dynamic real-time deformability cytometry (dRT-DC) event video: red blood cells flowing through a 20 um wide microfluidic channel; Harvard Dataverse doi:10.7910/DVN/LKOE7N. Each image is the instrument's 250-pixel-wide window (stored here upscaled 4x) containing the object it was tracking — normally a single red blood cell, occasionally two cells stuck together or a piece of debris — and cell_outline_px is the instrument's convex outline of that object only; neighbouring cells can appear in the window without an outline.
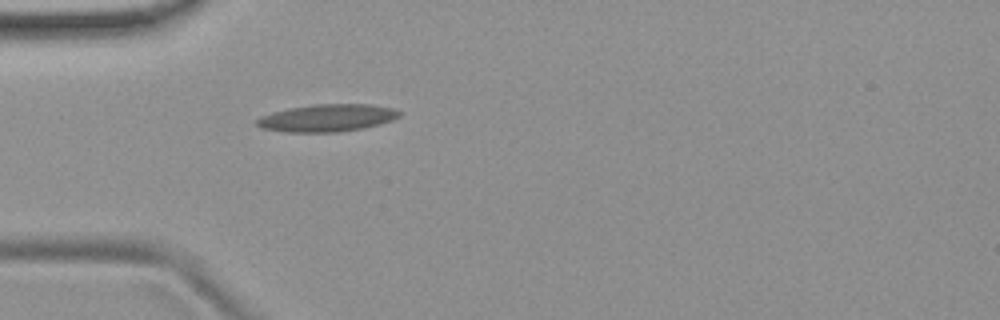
{"species": "common noctule bat (a hibernating species)", "species_latin": "Nyctalus noctula", "temperature_condition": "room temperature", "stored_images_in_passage": 34, "camera_frame_rate_fps": 3000, "um_per_image_px": 0.085, "animal": {"sex": "female", "body_mass_g": 19.9}, "frame": {"image": 1, "passage_image": 4, "time_ms": 1.0, "image_size_px": [1000, 320], "cell_outline_px": [[404, 112], [400, 116], [392, 120], [380, 124], [364, 128], [336, 132], [284, 132], [260, 128], [256, 124], [256, 120], [260, 116], [272, 112], [288, 108], [312, 104], [372, 104], [392, 108]], "centroid_in_image_um": [27.81, 10.02], "position_along_channel_um": 57.2, "area_um2": 23.0}}
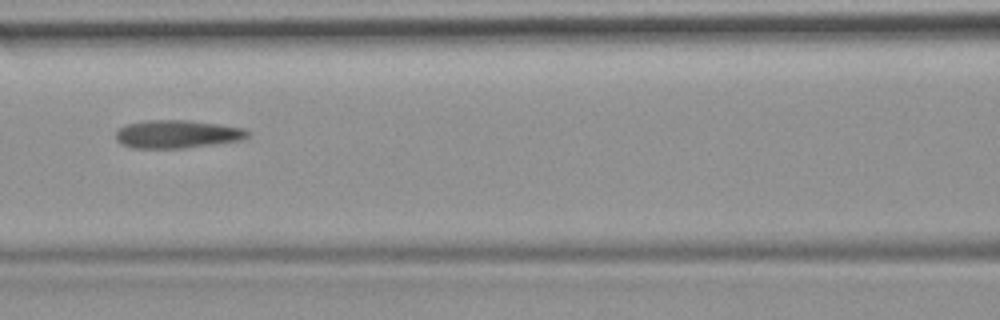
{"frame": {"image": 2, "passage_image": 12, "time_ms": 3.667, "image_size_px": [1000, 320], "cell_outline_px": [[248, 136], [244, 140], [184, 148], [132, 148], [120, 144], [116, 140], [116, 132], [120, 128], [128, 124], [144, 120], [188, 120], [244, 128], [248, 132]], "centroid_in_image_um": [15.04, 11.41], "position_along_channel_um": 151.6, "area_um2": 21.56}}
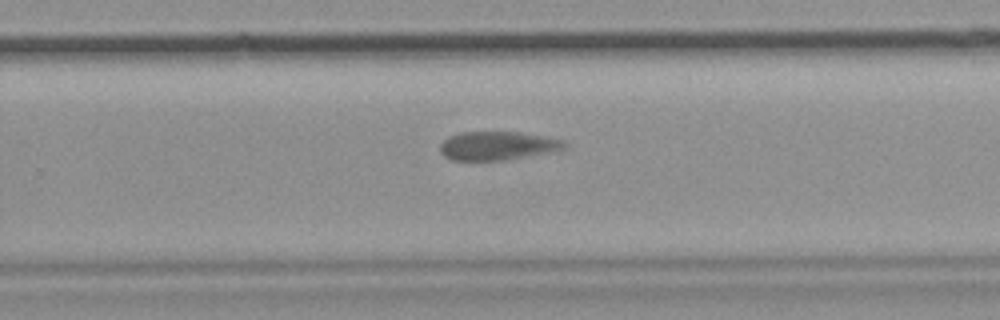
{"frame": {"image": 3, "passage_image": 23, "time_ms": 7.333, "image_size_px": [1000, 320], "cell_outline_px": [[568, 144], [564, 148], [556, 152], [504, 160], [452, 160], [444, 156], [440, 152], [440, 144], [448, 136], [460, 132], [520, 132], [544, 136], [564, 140]], "centroid_in_image_um": [42.32, 12.39], "position_along_channel_um": 287.5, "area_um2": 20.98}, "authors_computed_cell_mechanics": {"area_um2": 21.7906, "velocity_mm_per_s": 3.7322, "shape_relaxation_time_tau1_ms": null, "shape_relaxation_time_tau2_ms": 1.254, "deformation_change_tau1": null, "deformation_change_tau2": 0.0748}}